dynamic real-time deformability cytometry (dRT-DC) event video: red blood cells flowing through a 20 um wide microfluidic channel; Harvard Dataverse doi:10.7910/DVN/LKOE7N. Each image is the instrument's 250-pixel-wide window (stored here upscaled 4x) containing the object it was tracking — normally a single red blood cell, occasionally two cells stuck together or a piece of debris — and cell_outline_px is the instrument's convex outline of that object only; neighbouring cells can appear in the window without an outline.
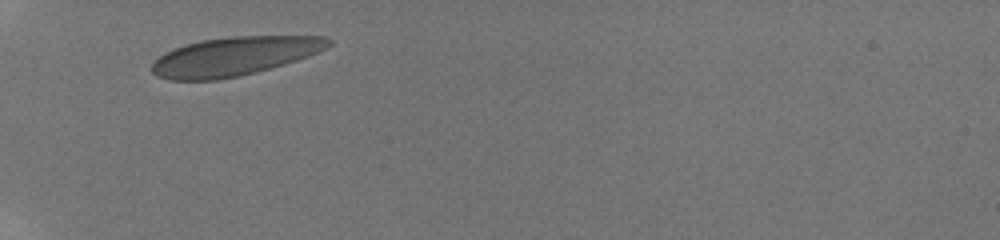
{"species": "human", "species_latin": "Homo sapiens", "temperature_condition": "room temperature", "stored_images_in_passage": 2, "camera_frame_rate_fps": 3000, "um_per_image_px": 0.085, "donor": {"sex": "male"}, "frame": {"image": 1, "passage_image": 1, "time_ms": 0.0, "image_size_px": [1000, 240], "cell_outline_px": [[332, 44], [328, 48], [320, 52], [284, 64], [256, 72], [240, 76], [216, 80], [168, 80], [156, 76], [152, 72], [152, 64], [164, 52], [184, 44], [200, 40], [228, 36], [328, 36], [332, 40]], "centroid_in_image_um": [19.93, 4.77], "position_along_channel_um": 65.1, "area_um2": 40.17}}